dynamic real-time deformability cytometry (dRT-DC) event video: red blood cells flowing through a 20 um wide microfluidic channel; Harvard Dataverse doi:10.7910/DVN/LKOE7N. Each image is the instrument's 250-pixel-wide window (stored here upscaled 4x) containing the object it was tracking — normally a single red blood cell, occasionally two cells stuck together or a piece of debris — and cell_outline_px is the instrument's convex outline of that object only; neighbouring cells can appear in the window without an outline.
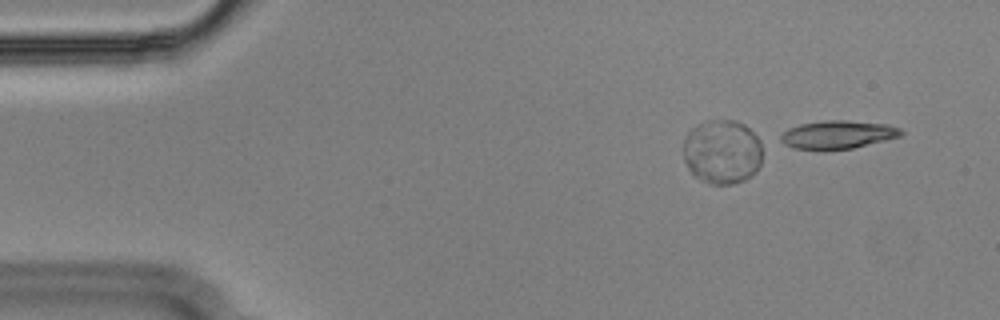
{"species": "Egyptian fruit bat (a non-hibernating species)", "species_latin": "Rousettus aegyptiacus", "temperature_condition": "cold", "stored_images_in_passage": 4, "camera_frame_rate_fps": 3000, "um_per_image_px": 0.085, "animal": {"sex": "male"}, "frame": {"image": 1, "passage_image": 4, "time_ms": 1.0, "image_size_px": [1000, 320], "cell_outline_px": [[904, 132], [900, 136], [852, 148], [824, 152], [796, 148], [784, 144], [776, 140], [788, 128], [800, 124], [828, 120], [844, 120], [884, 124], [900, 128]], "centroid_in_image_um": [71.13, 11.47], "position_along_channel_um": 13.9, "area_um2": 20.0}}